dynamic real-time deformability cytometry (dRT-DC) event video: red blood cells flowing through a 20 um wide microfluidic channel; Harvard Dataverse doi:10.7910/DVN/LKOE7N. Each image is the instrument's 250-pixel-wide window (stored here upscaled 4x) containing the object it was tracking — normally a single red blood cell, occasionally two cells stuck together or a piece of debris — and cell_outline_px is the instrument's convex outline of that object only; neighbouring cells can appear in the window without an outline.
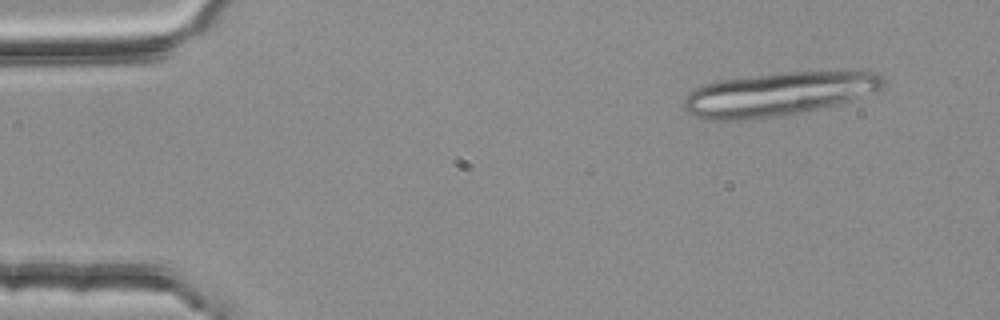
{"species": "common noctule bat (a hibernating species)", "species_latin": "Nyctalus noctula", "temperature_condition": "room temperature", "stored_images_in_passage": 6, "segment_of_instrument_passage": [1, 2], "camera_frame_rate_fps": 3000, "um_per_image_px": 0.085, "animal": {"sex": "female", "body_mass_g": 25.1}, "frame": {"image": 1, "passage_image": 1, "time_ms": 0.0, "image_size_px": [1000, 320], "cell_outline_px": [[888, 84], [880, 92], [836, 104], [800, 112], [772, 116], [740, 120], [712, 120], [696, 116], [688, 112], [684, 108], [684, 100], [696, 88], [704, 84], [720, 80], [780, 72], [880, 72], [888, 80]], "centroid_in_image_um": [66.27, 7.97], "position_along_channel_um": 18.7, "area_um2": 50.4}}